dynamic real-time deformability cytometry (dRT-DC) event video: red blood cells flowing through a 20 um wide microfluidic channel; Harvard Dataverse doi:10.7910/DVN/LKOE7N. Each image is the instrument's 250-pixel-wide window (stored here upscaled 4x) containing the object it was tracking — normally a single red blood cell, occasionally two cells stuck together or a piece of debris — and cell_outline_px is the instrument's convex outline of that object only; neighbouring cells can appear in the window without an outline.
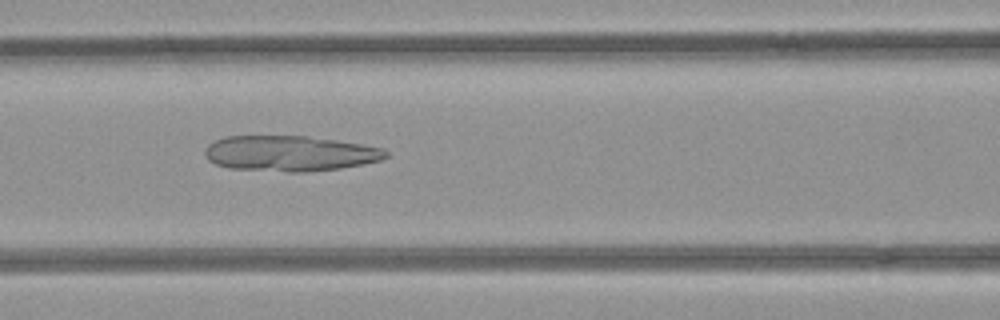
{"species": "common noctule bat (a hibernating species)", "species_latin": "Nyctalus noctula", "temperature_condition": "room temperature", "stored_images_in_passage": 46, "camera_frame_rate_fps": 3000, "um_per_image_px": 0.085, "animal": {"sex": "female", "body_mass_g": 21.9}, "frame": {"image": 1, "passage_image": 17, "time_ms": 5.333, "image_size_px": [1000, 320], "cell_outline_px": [[388, 156], [380, 160], [364, 164], [340, 168], [304, 172], [288, 172], [228, 168], [216, 164], [208, 160], [204, 156], [204, 148], [208, 144], [224, 136], [308, 136], [336, 140], [384, 148], [388, 152]], "centroid_in_image_um": [24.61, 13.04], "position_along_channel_um": 142.0, "area_um2": 37.63}}
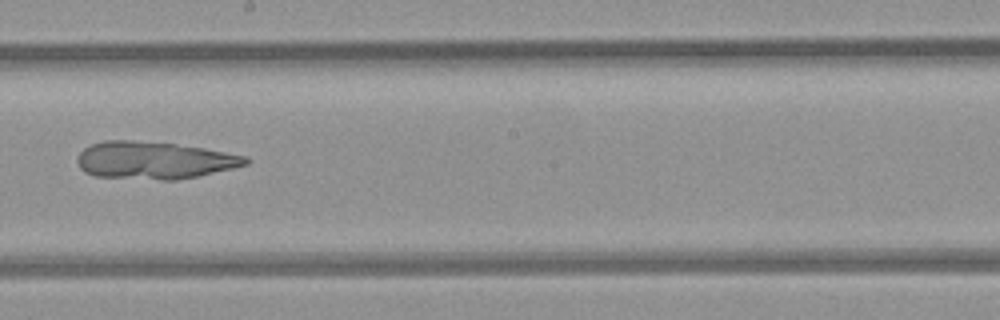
{"frame": {"image": 2, "passage_image": 24, "time_ms": 7.667, "image_size_px": [1000, 320], "cell_outline_px": [[252, 160], [248, 164], [232, 168], [196, 176], [176, 180], [160, 180], [96, 176], [84, 172], [80, 168], [76, 160], [80, 152], [84, 148], [92, 144], [104, 140], [132, 140], [176, 144], [204, 148], [248, 156]], "centroid_in_image_um": [13.1, 13.62], "position_along_channel_um": 235.1, "area_um2": 36.7}}
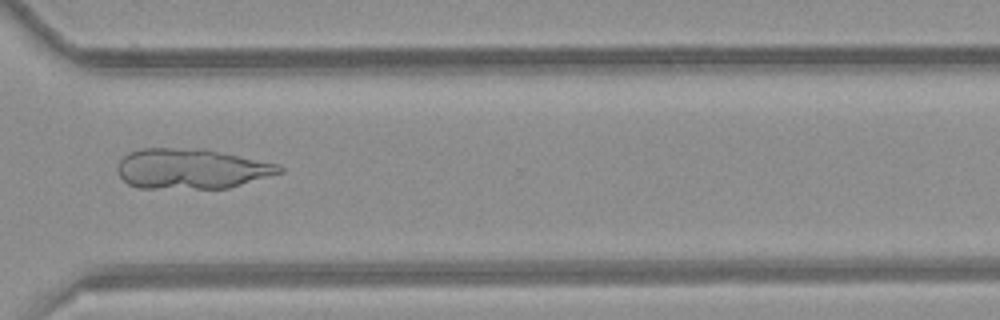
{"frame": {"image": 3, "passage_image": 33, "time_ms": 10.667, "image_size_px": [1000, 320], "cell_outline_px": [[284, 172], [228, 188], [136, 188], [128, 184], [120, 176], [116, 168], [120, 160], [128, 152], [144, 148], [204, 148], [276, 164], [284, 168]], "centroid_in_image_um": [16.24, 14.34], "position_along_channel_um": 354.4, "area_um2": 37.92}}